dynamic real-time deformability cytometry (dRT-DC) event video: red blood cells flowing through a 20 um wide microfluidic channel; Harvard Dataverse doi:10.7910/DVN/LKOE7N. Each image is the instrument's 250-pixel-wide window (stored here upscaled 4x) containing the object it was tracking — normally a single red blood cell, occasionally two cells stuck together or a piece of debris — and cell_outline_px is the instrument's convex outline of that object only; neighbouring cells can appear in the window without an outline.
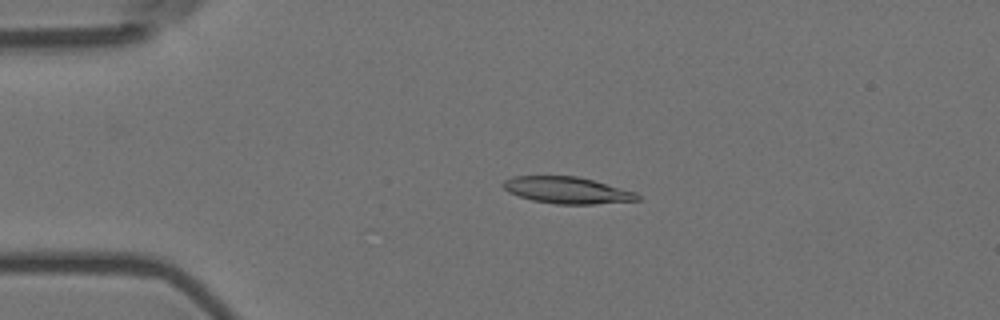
{"species": "Egyptian fruit bat (a non-hibernating species)", "species_latin": "Rousettus aegyptiacus", "temperature_condition": "room temperature", "stored_images_in_passage": 6, "camera_frame_rate_fps": 3000, "um_per_image_px": 0.085, "animal": {"sex": "female"}, "frame": {"image": 1, "passage_image": 4, "time_ms": 1.0, "image_size_px": [1000, 320], "cell_outline_px": [[640, 200], [592, 204], [556, 204], [532, 200], [508, 192], [500, 184], [504, 180], [512, 176], [576, 176], [592, 180], [636, 192], [640, 196]], "centroid_in_image_um": [48.17, 16.16], "position_along_channel_um": 36.8, "area_um2": 20.75}}
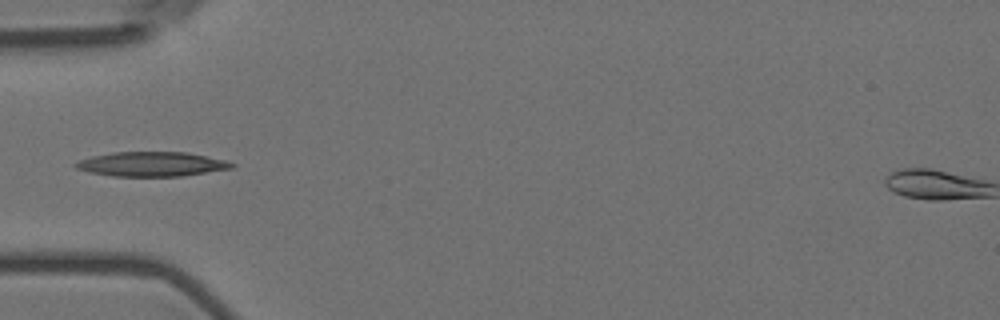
{"frame": {"image": 2, "passage_image": 6, "time_ms": 1.667, "image_size_px": [1000, 320], "cell_outline_px": [[236, 164], [232, 168], [184, 176], [112, 176], [88, 172], [76, 168], [72, 164], [76, 160], [92, 156], [112, 152], [188, 152], [224, 160]], "centroid_in_image_um": [12.84, 13.95], "position_along_channel_um": 72.2, "area_um2": 22.43}}